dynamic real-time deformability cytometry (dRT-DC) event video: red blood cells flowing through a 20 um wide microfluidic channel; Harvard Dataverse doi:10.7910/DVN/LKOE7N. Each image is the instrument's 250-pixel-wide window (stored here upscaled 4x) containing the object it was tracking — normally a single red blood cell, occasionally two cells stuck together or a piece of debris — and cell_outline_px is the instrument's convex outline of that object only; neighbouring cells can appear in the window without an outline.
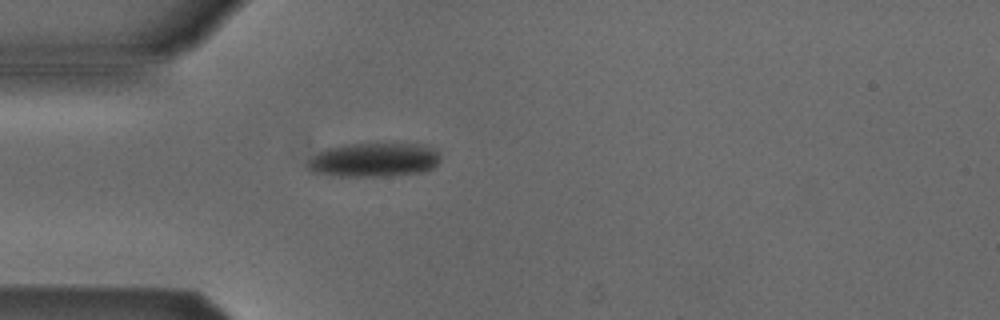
{"species": "Egyptian fruit bat (a non-hibernating species)", "species_latin": "Rousettus aegyptiacus", "temperature_condition": "cold", "stored_images_in_passage": 3, "camera_frame_rate_fps": 3000, "um_per_image_px": 0.085, "animal": {"sex": "male"}, "frame": {"image": 1, "passage_image": 3, "time_ms": 2.333, "image_size_px": [1000, 320], "cell_outline_px": [[440, 160], [432, 168], [420, 172], [380, 176], [340, 176], [312, 172], [308, 168], [308, 160], [324, 148], [344, 144], [428, 144], [436, 148], [440, 156]], "centroid_in_image_um": [31.8, 13.57], "position_along_channel_um": 53.2, "area_um2": 26.36}}